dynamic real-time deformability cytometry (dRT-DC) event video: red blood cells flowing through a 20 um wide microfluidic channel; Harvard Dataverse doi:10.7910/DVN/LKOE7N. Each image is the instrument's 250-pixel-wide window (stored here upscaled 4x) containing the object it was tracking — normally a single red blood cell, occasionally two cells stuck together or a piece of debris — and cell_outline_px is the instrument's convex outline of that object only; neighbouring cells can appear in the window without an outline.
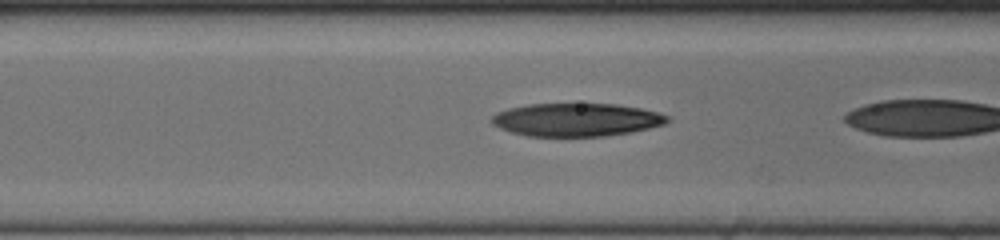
{"species": "human", "species_latin": "Homo sapiens", "temperature_condition": "cold", "stored_images_in_passage": 38, "camera_frame_rate_fps": 3000, "um_per_image_px": 0.085, "donor": {"sex": "female"}, "frame": {"image": 1, "passage_image": 17, "time_ms": 5.333, "image_size_px": [1000, 240], "cell_outline_px": [[668, 120], [664, 124], [632, 132], [604, 136], [528, 136], [512, 132], [500, 128], [492, 124], [492, 116], [496, 112], [508, 108], [528, 104], [616, 104], [640, 108], [656, 112], [668, 116]], "centroid_in_image_um": [48.96, 10.17], "position_along_channel_um": 117.6, "area_um2": 33.7}}
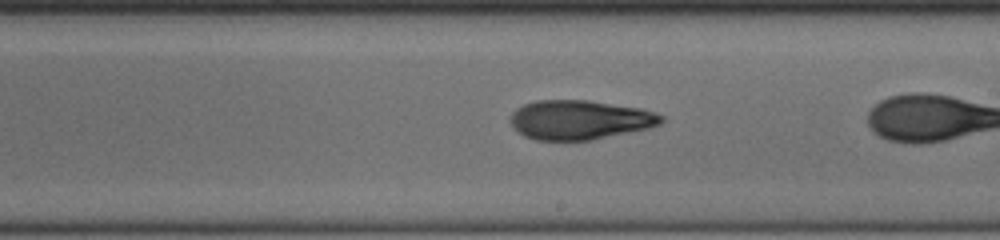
{"frame": {"image": 2, "passage_image": 27, "time_ms": 8.667, "image_size_px": [1000, 240], "cell_outline_px": [[664, 120], [660, 124], [648, 128], [592, 140], [536, 140], [524, 136], [512, 124], [512, 112], [516, 108], [524, 104], [536, 100], [588, 100], [640, 108], [656, 112], [664, 116]], "centroid_in_image_um": [49.31, 10.18], "position_along_channel_um": 239.7, "area_um2": 34.45}}
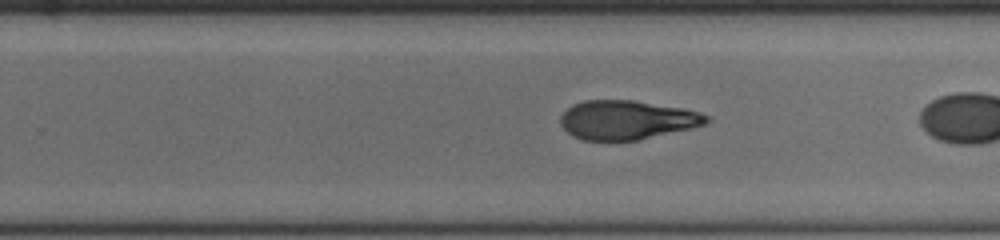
{"frame": {"image": 3, "passage_image": 30, "time_ms": 9.667, "image_size_px": [1000, 240], "cell_outline_px": [[712, 116], [704, 124], [692, 128], [636, 140], [580, 140], [572, 136], [560, 124], [560, 116], [572, 104], [584, 100], [632, 100], [684, 108], [700, 112]], "centroid_in_image_um": [53.28, 10.19], "position_along_channel_um": 276.5, "area_um2": 33.23}}